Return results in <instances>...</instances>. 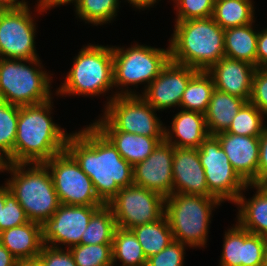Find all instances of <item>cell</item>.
<instances>
[{"label": "cell", "instance_id": "48", "mask_svg": "<svg viewBox=\"0 0 267 266\" xmlns=\"http://www.w3.org/2000/svg\"><path fill=\"white\" fill-rule=\"evenodd\" d=\"M9 5H27L28 3L25 0H5Z\"/></svg>", "mask_w": 267, "mask_h": 266}, {"label": "cell", "instance_id": "32", "mask_svg": "<svg viewBox=\"0 0 267 266\" xmlns=\"http://www.w3.org/2000/svg\"><path fill=\"white\" fill-rule=\"evenodd\" d=\"M18 117L19 106L0 100V163L13 164Z\"/></svg>", "mask_w": 267, "mask_h": 266}, {"label": "cell", "instance_id": "36", "mask_svg": "<svg viewBox=\"0 0 267 266\" xmlns=\"http://www.w3.org/2000/svg\"><path fill=\"white\" fill-rule=\"evenodd\" d=\"M29 222L24 209L5 184V204L1 206L0 232Z\"/></svg>", "mask_w": 267, "mask_h": 266}, {"label": "cell", "instance_id": "41", "mask_svg": "<svg viewBox=\"0 0 267 266\" xmlns=\"http://www.w3.org/2000/svg\"><path fill=\"white\" fill-rule=\"evenodd\" d=\"M267 180V126L259 136V160L257 172V186Z\"/></svg>", "mask_w": 267, "mask_h": 266}, {"label": "cell", "instance_id": "47", "mask_svg": "<svg viewBox=\"0 0 267 266\" xmlns=\"http://www.w3.org/2000/svg\"><path fill=\"white\" fill-rule=\"evenodd\" d=\"M19 266H43L37 259L25 263H20Z\"/></svg>", "mask_w": 267, "mask_h": 266}, {"label": "cell", "instance_id": "13", "mask_svg": "<svg viewBox=\"0 0 267 266\" xmlns=\"http://www.w3.org/2000/svg\"><path fill=\"white\" fill-rule=\"evenodd\" d=\"M107 205L111 208L117 227L132 229L162 218L165 197L136 185L121 188Z\"/></svg>", "mask_w": 267, "mask_h": 266}, {"label": "cell", "instance_id": "33", "mask_svg": "<svg viewBox=\"0 0 267 266\" xmlns=\"http://www.w3.org/2000/svg\"><path fill=\"white\" fill-rule=\"evenodd\" d=\"M119 0H77L74 3L75 13L79 19L93 26L104 25L117 15L120 5Z\"/></svg>", "mask_w": 267, "mask_h": 266}, {"label": "cell", "instance_id": "37", "mask_svg": "<svg viewBox=\"0 0 267 266\" xmlns=\"http://www.w3.org/2000/svg\"><path fill=\"white\" fill-rule=\"evenodd\" d=\"M176 3L175 21L212 17L215 0H172Z\"/></svg>", "mask_w": 267, "mask_h": 266}, {"label": "cell", "instance_id": "6", "mask_svg": "<svg viewBox=\"0 0 267 266\" xmlns=\"http://www.w3.org/2000/svg\"><path fill=\"white\" fill-rule=\"evenodd\" d=\"M215 197L172 194L165 198V217L173 240L191 247H205L212 210L221 205Z\"/></svg>", "mask_w": 267, "mask_h": 266}, {"label": "cell", "instance_id": "1", "mask_svg": "<svg viewBox=\"0 0 267 266\" xmlns=\"http://www.w3.org/2000/svg\"><path fill=\"white\" fill-rule=\"evenodd\" d=\"M66 150L90 177L104 204L109 203L121 188L133 185V166L92 123L70 133Z\"/></svg>", "mask_w": 267, "mask_h": 266}, {"label": "cell", "instance_id": "51", "mask_svg": "<svg viewBox=\"0 0 267 266\" xmlns=\"http://www.w3.org/2000/svg\"><path fill=\"white\" fill-rule=\"evenodd\" d=\"M265 266H267V253H266Z\"/></svg>", "mask_w": 267, "mask_h": 266}, {"label": "cell", "instance_id": "18", "mask_svg": "<svg viewBox=\"0 0 267 266\" xmlns=\"http://www.w3.org/2000/svg\"><path fill=\"white\" fill-rule=\"evenodd\" d=\"M237 174L247 183L257 186L259 136H244L226 131L214 135Z\"/></svg>", "mask_w": 267, "mask_h": 266}, {"label": "cell", "instance_id": "16", "mask_svg": "<svg viewBox=\"0 0 267 266\" xmlns=\"http://www.w3.org/2000/svg\"><path fill=\"white\" fill-rule=\"evenodd\" d=\"M174 146L165 139L143 161L133 166V184L155 191L163 197L173 194Z\"/></svg>", "mask_w": 267, "mask_h": 266}, {"label": "cell", "instance_id": "29", "mask_svg": "<svg viewBox=\"0 0 267 266\" xmlns=\"http://www.w3.org/2000/svg\"><path fill=\"white\" fill-rule=\"evenodd\" d=\"M214 89L213 77L207 71H198L186 86L180 108L205 113Z\"/></svg>", "mask_w": 267, "mask_h": 266}, {"label": "cell", "instance_id": "19", "mask_svg": "<svg viewBox=\"0 0 267 266\" xmlns=\"http://www.w3.org/2000/svg\"><path fill=\"white\" fill-rule=\"evenodd\" d=\"M173 194L213 197L207 187L204 168L197 148L174 147L172 164Z\"/></svg>", "mask_w": 267, "mask_h": 266}, {"label": "cell", "instance_id": "5", "mask_svg": "<svg viewBox=\"0 0 267 266\" xmlns=\"http://www.w3.org/2000/svg\"><path fill=\"white\" fill-rule=\"evenodd\" d=\"M58 95L100 96L114 87L112 46L88 44L73 58Z\"/></svg>", "mask_w": 267, "mask_h": 266}, {"label": "cell", "instance_id": "10", "mask_svg": "<svg viewBox=\"0 0 267 266\" xmlns=\"http://www.w3.org/2000/svg\"><path fill=\"white\" fill-rule=\"evenodd\" d=\"M44 164L50 171L61 204L104 205L97 196L90 177L67 150L56 154Z\"/></svg>", "mask_w": 267, "mask_h": 266}, {"label": "cell", "instance_id": "43", "mask_svg": "<svg viewBox=\"0 0 267 266\" xmlns=\"http://www.w3.org/2000/svg\"><path fill=\"white\" fill-rule=\"evenodd\" d=\"M39 2H37L38 4L35 5L37 6L36 11H38V13H40V15H42V12H47V10L51 9V7H57L58 5H66V4H70V3H75L77 0H37Z\"/></svg>", "mask_w": 267, "mask_h": 266}, {"label": "cell", "instance_id": "28", "mask_svg": "<svg viewBox=\"0 0 267 266\" xmlns=\"http://www.w3.org/2000/svg\"><path fill=\"white\" fill-rule=\"evenodd\" d=\"M131 230L137 237L146 258L161 252L173 241L172 231L165 215L155 222L139 225Z\"/></svg>", "mask_w": 267, "mask_h": 266}, {"label": "cell", "instance_id": "12", "mask_svg": "<svg viewBox=\"0 0 267 266\" xmlns=\"http://www.w3.org/2000/svg\"><path fill=\"white\" fill-rule=\"evenodd\" d=\"M30 9L28 4L0 8V58H39L35 49L36 23Z\"/></svg>", "mask_w": 267, "mask_h": 266}, {"label": "cell", "instance_id": "39", "mask_svg": "<svg viewBox=\"0 0 267 266\" xmlns=\"http://www.w3.org/2000/svg\"><path fill=\"white\" fill-rule=\"evenodd\" d=\"M37 260L43 266H77L69 249L44 244Z\"/></svg>", "mask_w": 267, "mask_h": 266}, {"label": "cell", "instance_id": "15", "mask_svg": "<svg viewBox=\"0 0 267 266\" xmlns=\"http://www.w3.org/2000/svg\"><path fill=\"white\" fill-rule=\"evenodd\" d=\"M197 72V69L170 60L139 95L157 111L180 107L186 86Z\"/></svg>", "mask_w": 267, "mask_h": 266}, {"label": "cell", "instance_id": "34", "mask_svg": "<svg viewBox=\"0 0 267 266\" xmlns=\"http://www.w3.org/2000/svg\"><path fill=\"white\" fill-rule=\"evenodd\" d=\"M264 118L266 116L254 104L248 101L233 118L226 132L244 136H260L266 127Z\"/></svg>", "mask_w": 267, "mask_h": 266}, {"label": "cell", "instance_id": "44", "mask_svg": "<svg viewBox=\"0 0 267 266\" xmlns=\"http://www.w3.org/2000/svg\"><path fill=\"white\" fill-rule=\"evenodd\" d=\"M20 262L0 243V266H19Z\"/></svg>", "mask_w": 267, "mask_h": 266}, {"label": "cell", "instance_id": "3", "mask_svg": "<svg viewBox=\"0 0 267 266\" xmlns=\"http://www.w3.org/2000/svg\"><path fill=\"white\" fill-rule=\"evenodd\" d=\"M169 40L171 61L208 71L225 56L224 29L212 17L175 21Z\"/></svg>", "mask_w": 267, "mask_h": 266}, {"label": "cell", "instance_id": "2", "mask_svg": "<svg viewBox=\"0 0 267 266\" xmlns=\"http://www.w3.org/2000/svg\"><path fill=\"white\" fill-rule=\"evenodd\" d=\"M52 99L19 107L17 135L13 150L15 163H44L66 150V133L51 116Z\"/></svg>", "mask_w": 267, "mask_h": 266}, {"label": "cell", "instance_id": "20", "mask_svg": "<svg viewBox=\"0 0 267 266\" xmlns=\"http://www.w3.org/2000/svg\"><path fill=\"white\" fill-rule=\"evenodd\" d=\"M255 70L256 67L248 62L224 56L207 72L213 77L215 89L248 102Z\"/></svg>", "mask_w": 267, "mask_h": 266}, {"label": "cell", "instance_id": "27", "mask_svg": "<svg viewBox=\"0 0 267 266\" xmlns=\"http://www.w3.org/2000/svg\"><path fill=\"white\" fill-rule=\"evenodd\" d=\"M253 0H215L212 18L222 28L255 22Z\"/></svg>", "mask_w": 267, "mask_h": 266}, {"label": "cell", "instance_id": "38", "mask_svg": "<svg viewBox=\"0 0 267 266\" xmlns=\"http://www.w3.org/2000/svg\"><path fill=\"white\" fill-rule=\"evenodd\" d=\"M186 246L173 240L161 252L147 258L146 266H183Z\"/></svg>", "mask_w": 267, "mask_h": 266}, {"label": "cell", "instance_id": "46", "mask_svg": "<svg viewBox=\"0 0 267 266\" xmlns=\"http://www.w3.org/2000/svg\"><path fill=\"white\" fill-rule=\"evenodd\" d=\"M5 204V185L0 186V214H1V206Z\"/></svg>", "mask_w": 267, "mask_h": 266}, {"label": "cell", "instance_id": "49", "mask_svg": "<svg viewBox=\"0 0 267 266\" xmlns=\"http://www.w3.org/2000/svg\"><path fill=\"white\" fill-rule=\"evenodd\" d=\"M259 186L267 193V180L263 181Z\"/></svg>", "mask_w": 267, "mask_h": 266}, {"label": "cell", "instance_id": "25", "mask_svg": "<svg viewBox=\"0 0 267 266\" xmlns=\"http://www.w3.org/2000/svg\"><path fill=\"white\" fill-rule=\"evenodd\" d=\"M130 165L143 162L164 137H148L123 131H100Z\"/></svg>", "mask_w": 267, "mask_h": 266}, {"label": "cell", "instance_id": "8", "mask_svg": "<svg viewBox=\"0 0 267 266\" xmlns=\"http://www.w3.org/2000/svg\"><path fill=\"white\" fill-rule=\"evenodd\" d=\"M112 51L114 88L120 89L114 96L137 95L135 89H128V85L134 87L146 83V89L171 60L170 47L163 49L136 43L126 49L112 46Z\"/></svg>", "mask_w": 267, "mask_h": 266}, {"label": "cell", "instance_id": "35", "mask_svg": "<svg viewBox=\"0 0 267 266\" xmlns=\"http://www.w3.org/2000/svg\"><path fill=\"white\" fill-rule=\"evenodd\" d=\"M69 250L77 266H113L112 244H78Z\"/></svg>", "mask_w": 267, "mask_h": 266}, {"label": "cell", "instance_id": "26", "mask_svg": "<svg viewBox=\"0 0 267 266\" xmlns=\"http://www.w3.org/2000/svg\"><path fill=\"white\" fill-rule=\"evenodd\" d=\"M253 23L224 29L225 57L248 62L257 68V38Z\"/></svg>", "mask_w": 267, "mask_h": 266}, {"label": "cell", "instance_id": "24", "mask_svg": "<svg viewBox=\"0 0 267 266\" xmlns=\"http://www.w3.org/2000/svg\"><path fill=\"white\" fill-rule=\"evenodd\" d=\"M246 102L240 97L214 89L207 111L204 113L209 135L226 131Z\"/></svg>", "mask_w": 267, "mask_h": 266}, {"label": "cell", "instance_id": "31", "mask_svg": "<svg viewBox=\"0 0 267 266\" xmlns=\"http://www.w3.org/2000/svg\"><path fill=\"white\" fill-rule=\"evenodd\" d=\"M117 224L111 208L104 204L91 216L80 244H112Z\"/></svg>", "mask_w": 267, "mask_h": 266}, {"label": "cell", "instance_id": "22", "mask_svg": "<svg viewBox=\"0 0 267 266\" xmlns=\"http://www.w3.org/2000/svg\"><path fill=\"white\" fill-rule=\"evenodd\" d=\"M0 243L20 262L37 259L44 242L41 224L29 221L0 232Z\"/></svg>", "mask_w": 267, "mask_h": 266}, {"label": "cell", "instance_id": "11", "mask_svg": "<svg viewBox=\"0 0 267 266\" xmlns=\"http://www.w3.org/2000/svg\"><path fill=\"white\" fill-rule=\"evenodd\" d=\"M198 155L209 193L223 203L226 200L235 203L249 184L234 170L218 139L209 135L199 146Z\"/></svg>", "mask_w": 267, "mask_h": 266}, {"label": "cell", "instance_id": "23", "mask_svg": "<svg viewBox=\"0 0 267 266\" xmlns=\"http://www.w3.org/2000/svg\"><path fill=\"white\" fill-rule=\"evenodd\" d=\"M249 187L255 189L256 193L247 200L242 192L236 200L237 223L250 233L267 239V193L260 186L249 184Z\"/></svg>", "mask_w": 267, "mask_h": 266}, {"label": "cell", "instance_id": "30", "mask_svg": "<svg viewBox=\"0 0 267 266\" xmlns=\"http://www.w3.org/2000/svg\"><path fill=\"white\" fill-rule=\"evenodd\" d=\"M122 262V266H146L147 258L137 237L130 229L117 227L112 241V262Z\"/></svg>", "mask_w": 267, "mask_h": 266}, {"label": "cell", "instance_id": "21", "mask_svg": "<svg viewBox=\"0 0 267 266\" xmlns=\"http://www.w3.org/2000/svg\"><path fill=\"white\" fill-rule=\"evenodd\" d=\"M169 129L165 126L164 139L177 148L198 149L209 136L204 113L197 111L181 109L175 114Z\"/></svg>", "mask_w": 267, "mask_h": 266}, {"label": "cell", "instance_id": "42", "mask_svg": "<svg viewBox=\"0 0 267 266\" xmlns=\"http://www.w3.org/2000/svg\"><path fill=\"white\" fill-rule=\"evenodd\" d=\"M256 59L257 68L267 67V28L258 32Z\"/></svg>", "mask_w": 267, "mask_h": 266}, {"label": "cell", "instance_id": "9", "mask_svg": "<svg viewBox=\"0 0 267 266\" xmlns=\"http://www.w3.org/2000/svg\"><path fill=\"white\" fill-rule=\"evenodd\" d=\"M138 93L112 95L104 107V114L92 124L99 131H123L148 137H164L165 126L155 110Z\"/></svg>", "mask_w": 267, "mask_h": 266}, {"label": "cell", "instance_id": "50", "mask_svg": "<svg viewBox=\"0 0 267 266\" xmlns=\"http://www.w3.org/2000/svg\"><path fill=\"white\" fill-rule=\"evenodd\" d=\"M6 6H9V4L5 0H0V8H4Z\"/></svg>", "mask_w": 267, "mask_h": 266}, {"label": "cell", "instance_id": "45", "mask_svg": "<svg viewBox=\"0 0 267 266\" xmlns=\"http://www.w3.org/2000/svg\"><path fill=\"white\" fill-rule=\"evenodd\" d=\"M128 3L132 4V6L137 9H147L149 7L154 6L155 3H158V0H126Z\"/></svg>", "mask_w": 267, "mask_h": 266}, {"label": "cell", "instance_id": "40", "mask_svg": "<svg viewBox=\"0 0 267 266\" xmlns=\"http://www.w3.org/2000/svg\"><path fill=\"white\" fill-rule=\"evenodd\" d=\"M249 101L267 115V67L256 68Z\"/></svg>", "mask_w": 267, "mask_h": 266}, {"label": "cell", "instance_id": "4", "mask_svg": "<svg viewBox=\"0 0 267 266\" xmlns=\"http://www.w3.org/2000/svg\"><path fill=\"white\" fill-rule=\"evenodd\" d=\"M4 171L11 175L5 184L29 221L42 224L61 205L50 171L44 163H1L0 172Z\"/></svg>", "mask_w": 267, "mask_h": 266}, {"label": "cell", "instance_id": "14", "mask_svg": "<svg viewBox=\"0 0 267 266\" xmlns=\"http://www.w3.org/2000/svg\"><path fill=\"white\" fill-rule=\"evenodd\" d=\"M99 207L101 206L61 204L55 213L41 224L42 241L57 248L66 245V249L80 244L91 216Z\"/></svg>", "mask_w": 267, "mask_h": 266}, {"label": "cell", "instance_id": "17", "mask_svg": "<svg viewBox=\"0 0 267 266\" xmlns=\"http://www.w3.org/2000/svg\"><path fill=\"white\" fill-rule=\"evenodd\" d=\"M220 266H265L267 239L250 233L238 223L224 234Z\"/></svg>", "mask_w": 267, "mask_h": 266}, {"label": "cell", "instance_id": "7", "mask_svg": "<svg viewBox=\"0 0 267 266\" xmlns=\"http://www.w3.org/2000/svg\"><path fill=\"white\" fill-rule=\"evenodd\" d=\"M40 62L0 58V100L20 107L52 99V74L43 71Z\"/></svg>", "mask_w": 267, "mask_h": 266}]
</instances>
